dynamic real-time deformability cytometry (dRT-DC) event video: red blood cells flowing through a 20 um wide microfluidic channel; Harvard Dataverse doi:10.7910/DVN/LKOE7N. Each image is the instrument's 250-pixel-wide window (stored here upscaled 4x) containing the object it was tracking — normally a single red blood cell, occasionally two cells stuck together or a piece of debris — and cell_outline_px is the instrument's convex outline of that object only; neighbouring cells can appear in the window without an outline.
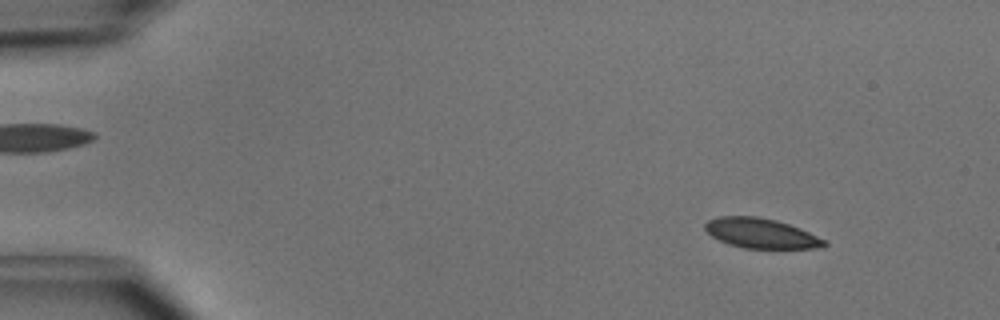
{"species": "common noctule bat (a hibernating species)", "species_latin": "Nyctalus noctula", "temperature_condition": "cold", "stored_images_in_passage": 49, "camera_frame_rate_fps": 3000, "um_per_image_px": 0.085, "animal": {"sex": "male", "body_mass_g": 15.6}, "frame": {"image": 1, "passage_image": 5, "time_ms": 1.333, "image_size_px": [1000, 320], "cell_outline_px": [[828, 244], [812, 248], [744, 248], [728, 244], [712, 236], [704, 228], [704, 224], [708, 220], [720, 216], [760, 216], [776, 220], [800, 228], [828, 240]], "centroid_in_image_um": [64.69, 19.82], "position_along_channel_um": 20.3, "area_um2": 20.75}}
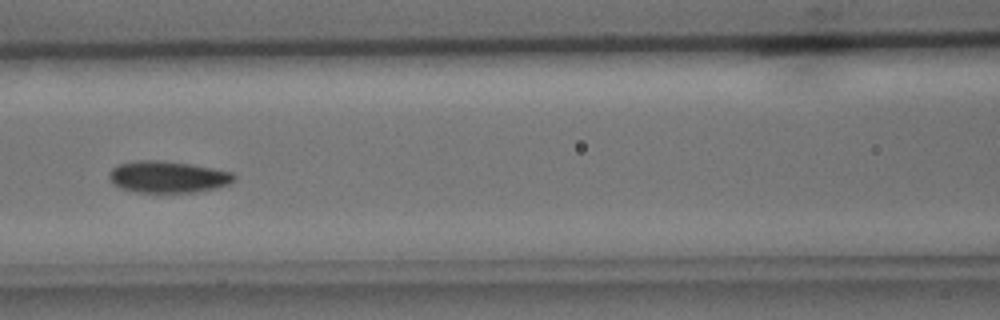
{"frame": {"image": 2, "passage_image": 22, "time_ms": 7.0, "image_size_px": [1000, 320], "cell_outline_px": [[236, 180], [228, 184], [216, 188], [196, 192], [136, 192], [124, 188], [116, 184], [108, 176], [108, 172], [112, 168], [120, 164], [136, 160], [160, 160], [192, 164], [232, 172], [236, 176]], "centroid_in_image_um": [14.3, 15.02], "position_along_channel_um": 152.3, "area_um2": 22.95}}
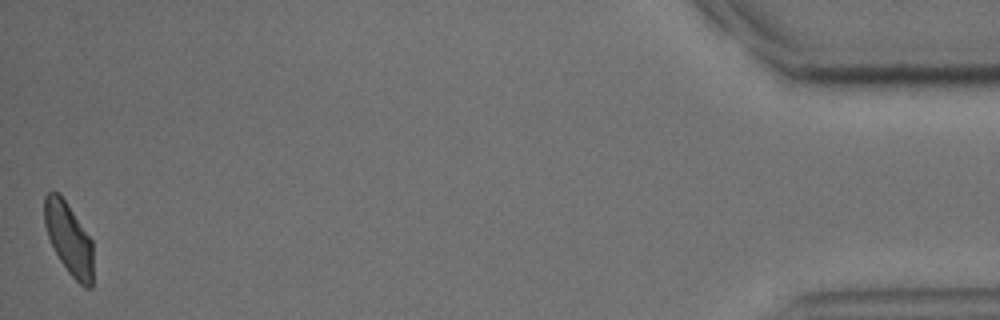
{"frame": {"image": 3, "passage_image": 49, "time_ms": 16.0, "image_size_px": [1000, 320], "cell_outline_px": [[92, 288], [84, 288], [68, 272], [60, 260], [48, 236], [44, 224], [44, 196], [52, 188], [60, 192], [92, 240]], "centroid_in_image_um": [5.83, 20.23], "position_along_channel_um": 429.4, "area_um2": 20.52}, "authors_computed_cell_mechanics": {"area_um2": 21.9062, "velocity_mm_per_s": 4.0307, "shape_relaxation_time_tau1_ms": 2.6297, "shape_relaxation_time_tau2_ms": 3.0787, "deformation_change_tau1": 0.0978, "deformation_change_tau2": 0.0523}}